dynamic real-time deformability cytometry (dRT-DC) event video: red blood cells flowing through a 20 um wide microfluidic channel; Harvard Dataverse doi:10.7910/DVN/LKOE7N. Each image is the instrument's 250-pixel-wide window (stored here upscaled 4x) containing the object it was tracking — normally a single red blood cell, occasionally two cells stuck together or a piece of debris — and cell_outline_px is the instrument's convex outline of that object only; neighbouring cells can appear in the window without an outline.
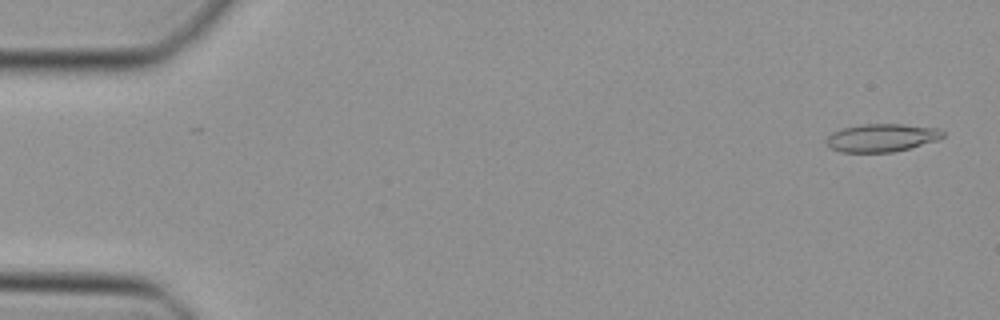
{"species": "Egyptian fruit bat (a non-hibernating species)", "species_latin": "Rousettus aegyptiacus", "temperature_condition": "cold", "stored_images_in_passage": 11, "camera_frame_rate_fps": 3000, "um_per_image_px": 0.085, "animal": {"sex": "female"}, "frame": {"image": 1, "passage_image": 2, "time_ms": 0.333, "image_size_px": [1000, 320], "cell_outline_px": [[944, 136], [936, 140], [908, 148], [892, 152], [840, 152], [824, 144], [824, 140], [832, 132], [844, 128], [860, 124], [904, 124], [940, 128], [944, 132]], "centroid_in_image_um": [74.91, 11.7], "position_along_channel_um": 10.1, "area_um2": 19.02}}